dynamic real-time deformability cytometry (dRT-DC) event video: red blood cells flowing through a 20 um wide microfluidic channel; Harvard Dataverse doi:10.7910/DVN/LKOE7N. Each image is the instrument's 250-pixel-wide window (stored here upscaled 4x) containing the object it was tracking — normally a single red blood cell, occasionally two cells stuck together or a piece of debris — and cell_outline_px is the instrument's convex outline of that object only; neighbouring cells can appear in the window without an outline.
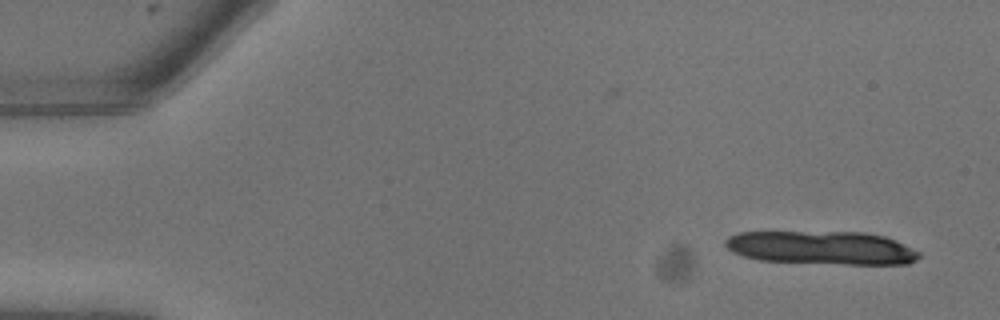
{"species": "common noctule bat (a hibernating species)", "species_latin": "Nyctalus noctula", "temperature_condition": "warm", "stored_images_in_passage": 11, "camera_frame_rate_fps": 3000, "um_per_image_px": 0.085, "animal": {"sex": "male", "body_mass_g": 13.3}, "frame": {"image": 1, "passage_image": 1, "time_ms": 0.0, "image_size_px": [1000, 320], "cell_outline_px": [[920, 256], [916, 260], [908, 264], [844, 264], [760, 260], [744, 256], [732, 252], [724, 244], [724, 240], [728, 236], [736, 232], [864, 232], [884, 236], [896, 240], [920, 252]], "centroid_in_image_um": [69.84, 21.05], "position_along_channel_um": 15.2, "area_um2": 37.8}}
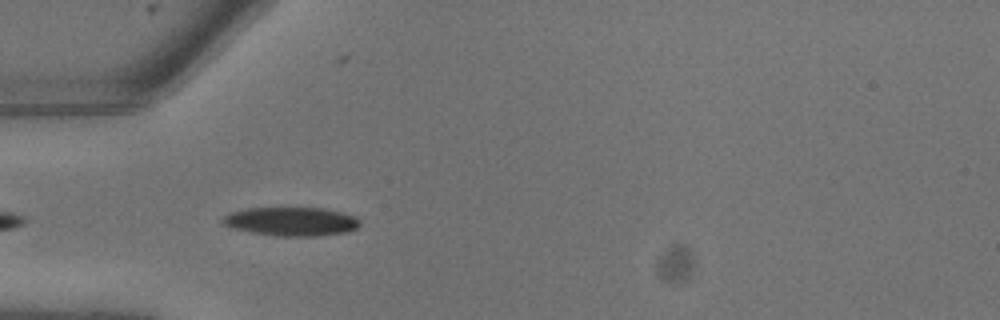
{"frame": {"image": 2, "passage_image": 7, "time_ms": 2.0, "image_size_px": [1000, 320], "cell_outline_px": [[360, 224], [356, 228], [348, 232], [320, 236], [276, 236], [252, 232], [232, 228], [224, 224], [220, 220], [224, 216], [232, 212], [248, 208], [324, 208], [356, 216], [360, 220]], "centroid_in_image_um": [24.79, 18.83], "position_along_channel_um": 60.2, "area_um2": 23.0}}